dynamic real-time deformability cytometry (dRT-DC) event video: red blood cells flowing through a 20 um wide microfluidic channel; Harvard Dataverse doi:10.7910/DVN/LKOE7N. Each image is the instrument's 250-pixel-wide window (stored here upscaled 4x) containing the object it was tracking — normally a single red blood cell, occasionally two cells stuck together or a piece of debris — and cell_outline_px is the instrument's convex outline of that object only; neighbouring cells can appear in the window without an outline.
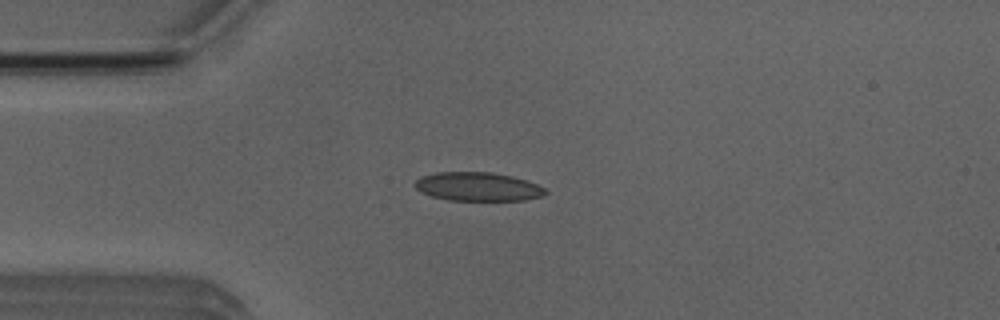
{"species": "Egyptian fruit bat (a non-hibernating species)", "species_latin": "Rousettus aegyptiacus", "temperature_condition": "room temperature", "stored_images_in_passage": 2, "camera_frame_rate_fps": 3000, "um_per_image_px": 0.085, "animal": {"sex": "male"}, "frame": {"image": 1, "passage_image": 2, "time_ms": 2.0, "image_size_px": [1000, 320], "cell_outline_px": [[548, 192], [544, 196], [524, 200], [448, 200], [432, 196], [420, 192], [412, 184], [420, 176], [436, 172], [492, 172], [512, 176], [536, 184], [544, 188]], "centroid_in_image_um": [40.58, 15.86], "position_along_channel_um": 44.4, "area_um2": 21.91}}